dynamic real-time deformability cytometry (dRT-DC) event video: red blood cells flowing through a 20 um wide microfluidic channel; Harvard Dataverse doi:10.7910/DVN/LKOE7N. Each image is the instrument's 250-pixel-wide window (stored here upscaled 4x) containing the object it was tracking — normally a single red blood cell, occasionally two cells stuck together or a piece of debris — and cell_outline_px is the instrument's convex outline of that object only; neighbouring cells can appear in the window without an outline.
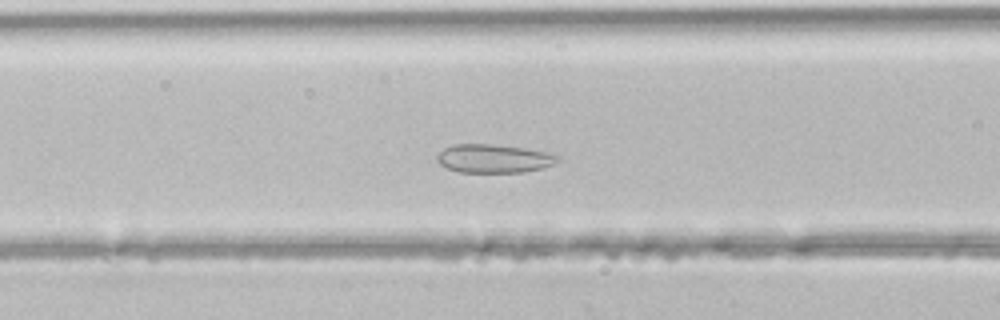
{"species": "common noctule bat (a hibernating species)", "species_latin": "Nyctalus noctula", "temperature_condition": "room temperature", "stored_images_in_passage": 45, "camera_frame_rate_fps": 3000, "um_per_image_px": 0.085, "animal": {"sex": "male", "body_mass_g": 21.5, "forearm_length_mm": 52.0}, "frame": {"image": 1, "passage_image": 16, "time_ms": 5.0, "image_size_px": [1000, 320], "cell_outline_px": [[560, 160], [556, 164], [544, 168], [524, 172], [456, 172], [440, 164], [436, 160], [436, 156], [444, 148], [452, 144], [492, 144], [524, 148], [544, 152], [560, 156]], "centroid_in_image_um": [41.98, 13.48], "position_along_channel_um": 124.6, "area_um2": 20.17}}
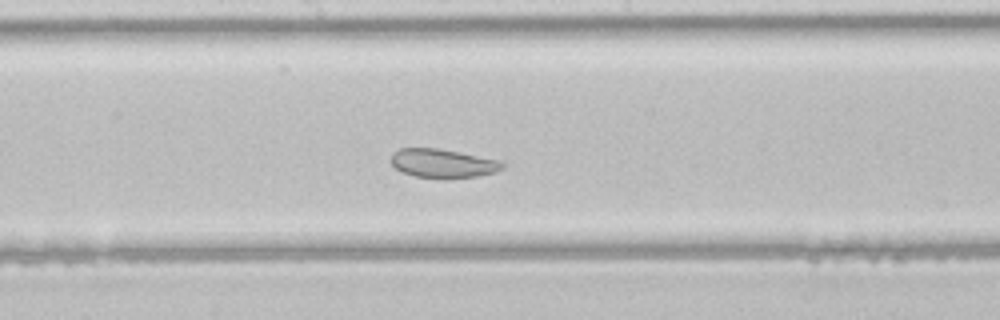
{"frame": {"image": 2, "passage_image": 22, "time_ms": 7.0, "image_size_px": [1000, 320], "cell_outline_px": [[504, 168], [496, 172], [476, 176], [444, 180], [416, 176], [404, 172], [396, 168], [392, 164], [392, 152], [400, 148], [436, 148], [496, 160], [504, 164]], "centroid_in_image_um": [37.61, 13.91], "position_along_channel_um": 210.6, "area_um2": 18.55}}
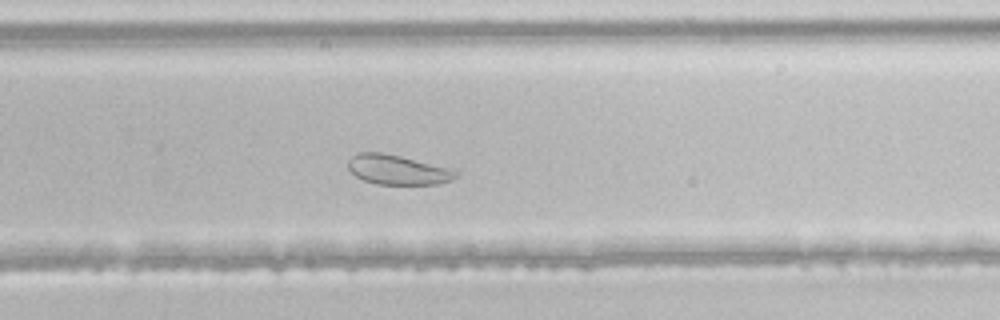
{"frame": {"image": 3, "passage_image": 28, "time_ms": 9.0, "image_size_px": [1000, 320], "cell_outline_px": [[460, 172], [452, 180], [440, 184], [376, 184], [364, 180], [356, 176], [348, 168], [348, 160], [356, 152], [384, 152], [456, 168]], "centroid_in_image_um": [33.87, 14.41], "position_along_channel_um": 295.9, "area_um2": 19.13}}